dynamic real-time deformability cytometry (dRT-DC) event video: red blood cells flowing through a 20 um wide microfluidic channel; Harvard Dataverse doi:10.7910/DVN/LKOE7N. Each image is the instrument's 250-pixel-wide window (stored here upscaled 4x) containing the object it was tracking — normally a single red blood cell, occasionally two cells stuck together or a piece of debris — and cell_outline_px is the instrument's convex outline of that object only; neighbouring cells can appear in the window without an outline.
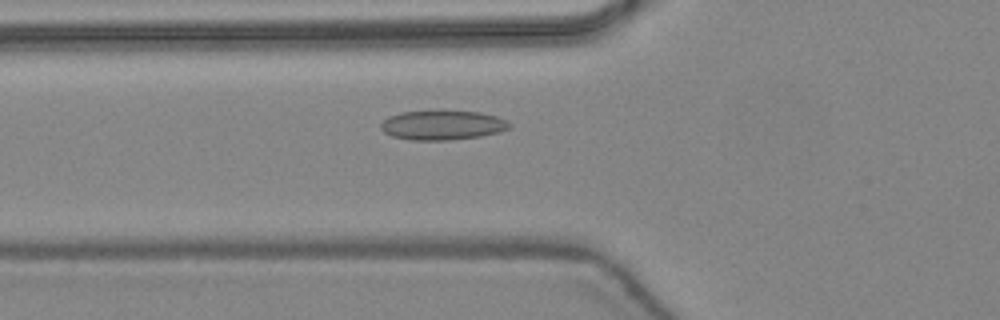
{"species": "common noctule bat (a hibernating species)", "species_latin": "Nyctalus noctula", "temperature_condition": "warm", "stored_images_in_passage": 34, "camera_frame_rate_fps": 3000, "um_per_image_px": 0.085, "animal": {"sex": "female", "body_mass_g": 24.6, "forearm_length_mm": 56.2}, "frame": {"image": 1, "passage_image": 5, "time_ms": 1.333, "image_size_px": [1000, 320], "cell_outline_px": [[512, 124], [508, 128], [500, 132], [480, 136], [448, 140], [412, 140], [392, 136], [384, 132], [380, 128], [380, 124], [388, 116], [400, 112], [480, 112], [496, 116], [508, 120]], "centroid_in_image_um": [37.61, 10.65], "position_along_channel_um": 88.2, "area_um2": 21.79}}
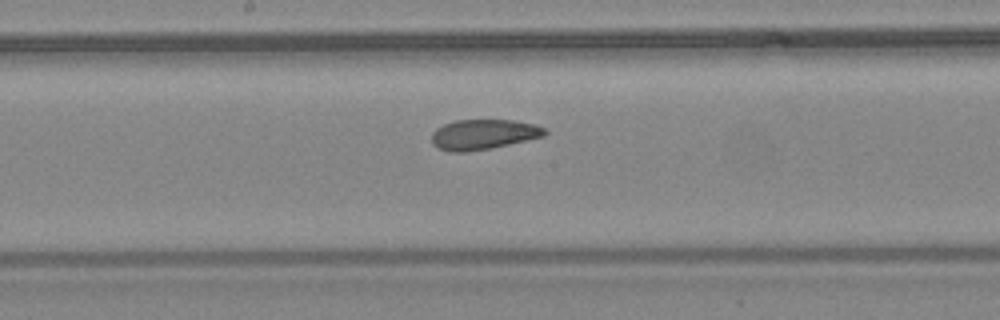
{"frame": {"image": 2, "passage_image": 13, "time_ms": 4.0, "image_size_px": [1000, 320], "cell_outline_px": [[548, 132], [544, 136], [508, 144], [488, 148], [464, 152], [452, 152], [440, 148], [432, 144], [432, 132], [436, 128], [444, 124], [456, 120], [512, 120], [536, 124], [544, 128]], "centroid_in_image_um": [41.08, 11.41], "position_along_channel_um": 207.1, "area_um2": 19.65}}
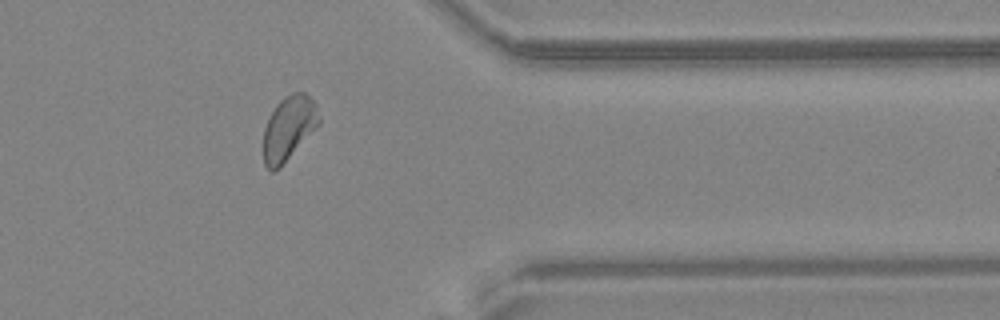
{"frame": {"image": 3, "passage_image": 26, "time_ms": 8.333, "image_size_px": [1000, 320], "cell_outline_px": [[320, 124], [280, 168], [272, 172], [264, 164], [264, 128], [268, 116], [276, 104], [284, 96], [292, 92], [304, 92], [316, 104], [320, 116]], "centroid_in_image_um": [24.54, 10.88], "position_along_channel_um": 386.9, "area_um2": 20.98}, "authors_computed_cell_mechanics": {"area_um2": 20.6924, "velocity_mm_per_s": 4.4243, "shape_relaxation_time_tau1_ms": 6.2769, "shape_relaxation_time_tau2_ms": 2.1397, "deformation_change_tau1": 0.1357, "deformation_change_tau2": 0.0649}}